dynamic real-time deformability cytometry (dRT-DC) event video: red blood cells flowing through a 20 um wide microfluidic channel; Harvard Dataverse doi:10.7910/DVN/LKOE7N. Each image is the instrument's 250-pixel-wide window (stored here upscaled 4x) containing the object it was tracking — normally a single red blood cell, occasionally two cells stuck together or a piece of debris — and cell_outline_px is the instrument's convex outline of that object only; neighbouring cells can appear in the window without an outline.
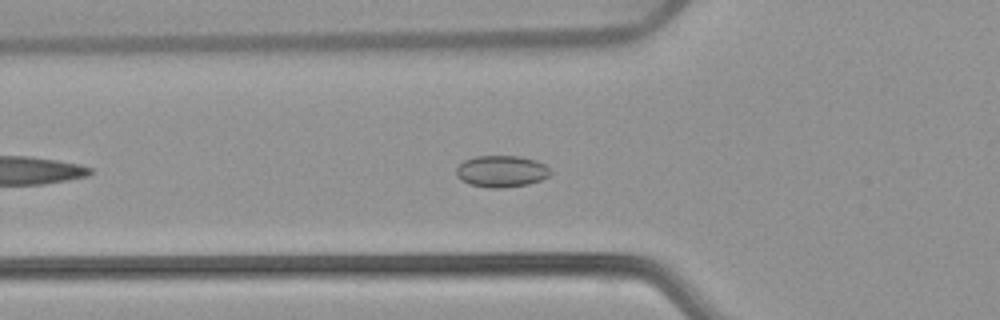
{"species": "common noctule bat (a hibernating species)", "species_latin": "Nyctalus noctula", "temperature_condition": "warm", "stored_images_in_passage": 44, "camera_frame_rate_fps": 3000, "um_per_image_px": 0.085, "animal": {"sex": "female", "body_mass_g": 22.7, "forearm_length_mm": 54.2}, "frame": {"image": 1, "passage_image": 8, "time_ms": 2.333, "image_size_px": [1000, 320], "cell_outline_px": [[552, 172], [548, 176], [540, 180], [528, 184], [504, 188], [488, 188], [468, 184], [460, 180], [456, 176], [456, 168], [464, 160], [476, 156], [520, 156], [536, 160], [544, 164]], "centroid_in_image_um": [42.6, 14.57], "position_along_channel_um": 83.2, "area_um2": 17.51}}
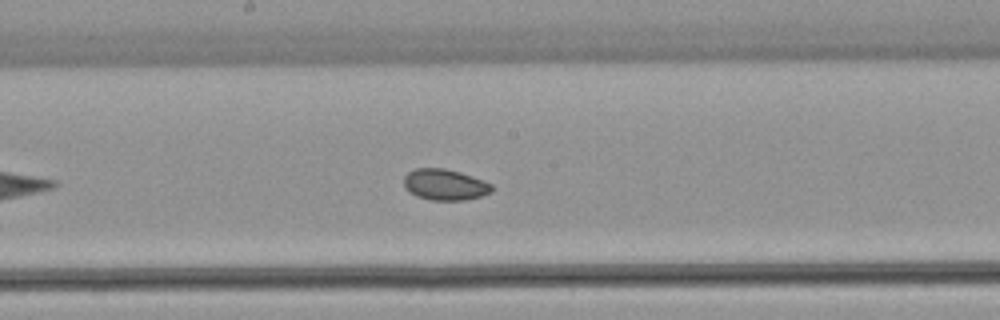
{"frame": {"image": 2, "passage_image": 18, "time_ms": 5.667, "image_size_px": [1000, 320], "cell_outline_px": [[492, 192], [480, 196], [464, 200], [432, 200], [416, 196], [408, 192], [404, 188], [404, 176], [408, 172], [416, 168], [444, 168], [460, 172], [484, 180], [492, 184]], "centroid_in_image_um": [37.79, 15.69], "position_along_channel_um": 210.4, "area_um2": 16.01}}
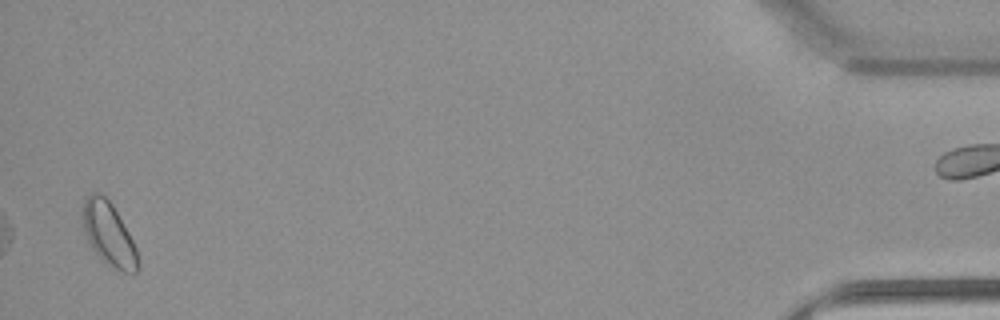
{"frame": {"image": 3, "passage_image": 42, "time_ms": 13.667, "image_size_px": [1000, 320], "cell_outline_px": [[140, 268], [136, 272], [124, 272], [112, 268], [104, 264], [92, 248], [80, 224], [80, 212], [84, 200], [92, 192], [100, 192], [112, 204], [128, 232], [136, 248], [140, 260]], "centroid_in_image_um": [9.21, 19.91], "position_along_channel_um": 426.0, "area_um2": 20.87}, "authors_computed_cell_mechanics": {"area_um2": 16.473, "velocity_mm_per_s": 3.809, "shape_relaxation_time_tau1_ms": null, "shape_relaxation_time_tau2_ms": 9.6848, "deformation_change_tau1": null, "deformation_change_tau2": 0.0986}}